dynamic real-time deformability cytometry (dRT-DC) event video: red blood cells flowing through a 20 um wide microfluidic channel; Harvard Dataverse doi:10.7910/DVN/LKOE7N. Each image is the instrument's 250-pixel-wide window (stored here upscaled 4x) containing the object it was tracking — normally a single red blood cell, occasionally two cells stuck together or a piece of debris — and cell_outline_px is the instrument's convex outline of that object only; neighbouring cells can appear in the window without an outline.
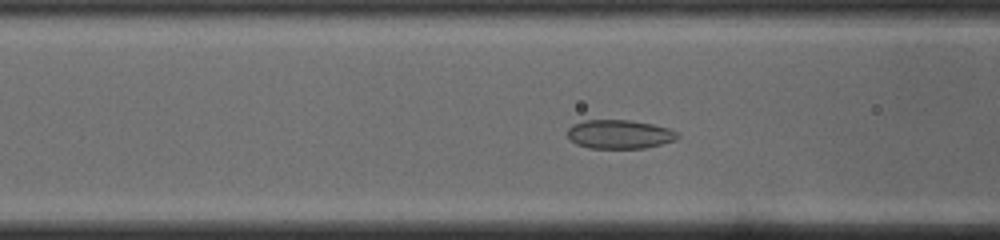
{"species": "common noctule bat (a hibernating species)", "species_latin": "Nyctalus noctula", "temperature_condition": "cold", "stored_images_in_passage": 49, "camera_frame_rate_fps": 3000, "um_per_image_px": 0.085, "animal": {"sex": "male", "body_mass_g": 19.0, "forearm_length_mm": 50.8}, "frame": {"image": 1, "passage_image": 17, "time_ms": 5.333, "image_size_px": [1000, 240], "cell_outline_px": [[680, 136], [676, 140], [644, 148], [588, 148], [576, 144], [568, 140], [568, 128], [572, 124], [584, 120], [628, 120], [652, 124], [668, 128], [676, 132]], "centroid_in_image_um": [52.62, 11.41], "position_along_channel_um": 114.0, "area_um2": 18.55}}
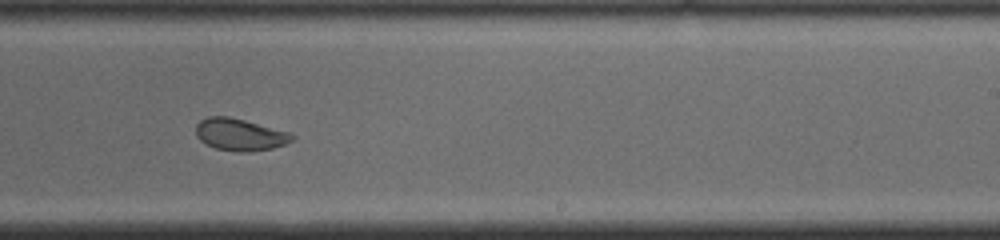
{"frame": {"image": 2, "passage_image": 29, "time_ms": 9.333, "image_size_px": [1000, 240], "cell_outline_px": [[296, 136], [292, 140], [284, 144], [272, 148], [248, 152], [236, 152], [216, 148], [204, 144], [196, 136], [196, 124], [200, 120], [208, 116], [228, 116], [292, 132]], "centroid_in_image_um": [20.39, 11.44], "position_along_channel_um": 268.6, "area_um2": 18.15}}
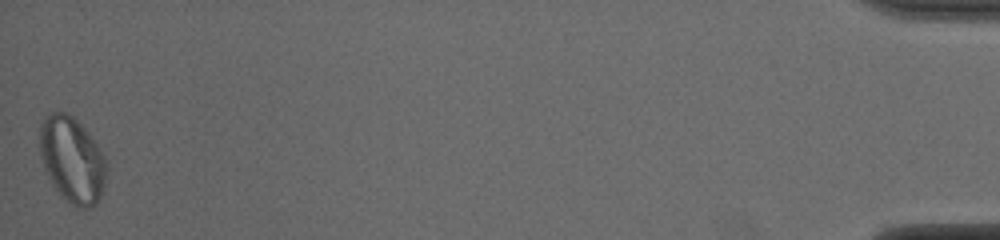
{"frame": {"image": 3, "passage_image": 49, "time_ms": 16.0, "image_size_px": [1000, 240], "cell_outline_px": [[108, 160], [104, 188], [96, 204], [92, 208], [76, 208], [60, 196], [52, 184], [44, 168], [40, 156], [40, 124], [52, 112], [64, 112], [72, 116], [88, 132]], "centroid_in_image_um": [6.15, 13.62], "position_along_channel_um": 429.0, "area_um2": 33.58}, "authors_computed_cell_mechanics": {"area_um2": 20.7502, "velocity_mm_per_s": 3.8797, "shape_relaxation_time_tau1_ms": null, "shape_relaxation_time_tau2_ms": 1.3166, "deformation_change_tau1": null, "deformation_change_tau2": 0.0576}}